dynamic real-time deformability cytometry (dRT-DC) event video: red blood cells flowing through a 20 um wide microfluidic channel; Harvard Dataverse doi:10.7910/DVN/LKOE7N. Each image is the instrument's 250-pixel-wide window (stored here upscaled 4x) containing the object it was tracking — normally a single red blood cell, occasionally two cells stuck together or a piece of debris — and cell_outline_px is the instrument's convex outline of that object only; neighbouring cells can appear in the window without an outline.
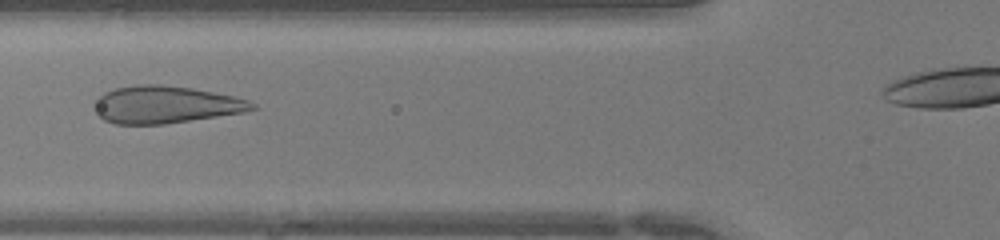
{"species": "human", "species_latin": "Homo sapiens", "temperature_condition": "warm", "stored_images_in_passage": 32, "camera_frame_rate_fps": 3000, "um_per_image_px": 0.085, "donor": {"sex": "female"}, "frame": {"image": 1, "passage_image": 10, "time_ms": 3.0, "image_size_px": [1000, 240], "cell_outline_px": [[256, 108], [244, 112], [164, 124], [116, 124], [104, 120], [96, 112], [96, 104], [100, 96], [104, 92], [116, 88], [136, 84], [160, 84], [192, 88], [232, 96], [248, 100], [256, 104]], "centroid_in_image_um": [14.07, 8.89], "position_along_channel_um": 111.7, "area_um2": 33.93}}
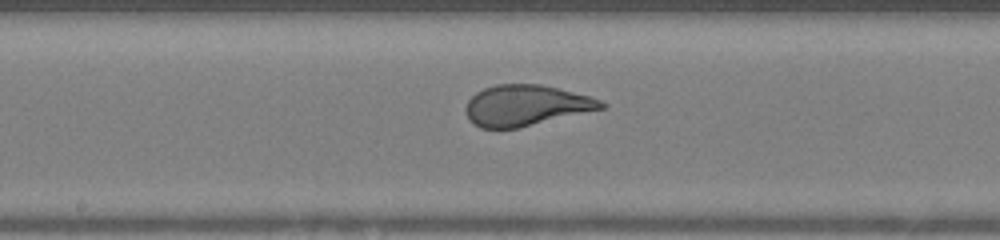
{"frame": {"image": 2, "passage_image": 16, "time_ms": 5.0, "image_size_px": [1000, 240], "cell_outline_px": [[608, 104], [604, 108], [516, 128], [480, 128], [468, 120], [464, 108], [468, 100], [476, 92], [484, 88], [496, 84], [540, 84], [588, 96], [600, 100]], "centroid_in_image_um": [44.65, 8.96], "position_along_channel_um": 203.6, "area_um2": 31.91}}
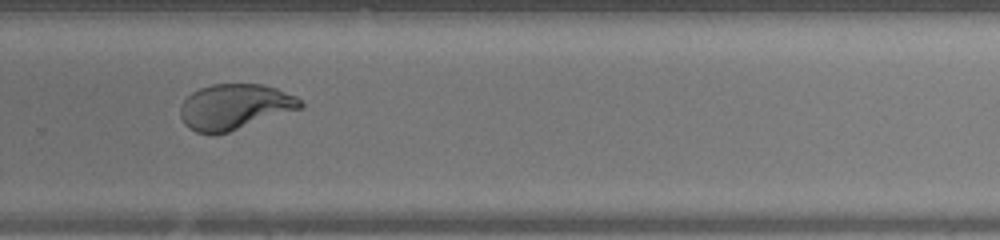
{"frame": {"image": 3, "passage_image": 23, "time_ms": 7.333, "image_size_px": [1000, 240], "cell_outline_px": [[304, 108], [228, 132], [196, 132], [188, 128], [184, 124], [180, 116], [180, 108], [184, 100], [192, 92], [200, 88], [212, 84], [264, 84], [276, 88], [296, 96], [304, 104]], "centroid_in_image_um": [19.98, 9.06], "position_along_channel_um": 309.8, "area_um2": 31.73}}